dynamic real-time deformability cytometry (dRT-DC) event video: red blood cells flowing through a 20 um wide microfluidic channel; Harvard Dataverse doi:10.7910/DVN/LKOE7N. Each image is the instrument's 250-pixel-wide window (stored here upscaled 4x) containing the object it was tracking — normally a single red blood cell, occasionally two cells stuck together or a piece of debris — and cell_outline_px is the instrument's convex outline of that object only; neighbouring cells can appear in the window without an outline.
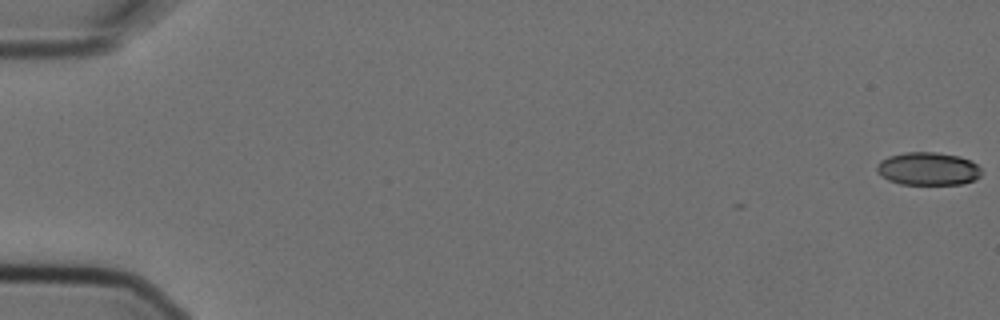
{"species": "Egyptian fruit bat (a non-hibernating species)", "species_latin": "Rousettus aegyptiacus", "temperature_condition": "cold", "stored_images_in_passage": 5, "camera_frame_rate_fps": 3000, "um_per_image_px": 0.085, "animal": {"sex": "female"}, "frame": {"image": 1, "passage_image": 1, "time_ms": 0.0, "image_size_px": [1000, 320], "cell_outline_px": [[980, 176], [976, 180], [964, 184], [900, 184], [888, 180], [876, 172], [876, 164], [880, 160], [888, 156], [904, 152], [936, 152], [960, 156], [976, 164], [980, 168]], "centroid_in_image_um": [78.85, 14.34], "position_along_channel_um": 6.1, "area_um2": 20.29}}
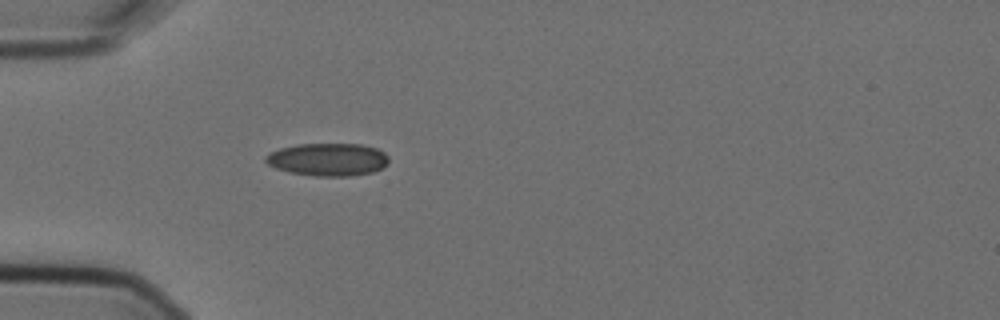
{"frame": {"image": 2, "passage_image": 5, "time_ms": 1.333, "image_size_px": [1000, 320], "cell_outline_px": [[388, 164], [384, 168], [372, 172], [348, 176], [316, 176], [288, 172], [276, 168], [268, 164], [264, 160], [264, 156], [280, 148], [296, 144], [360, 144], [376, 148], [384, 152], [388, 156]], "centroid_in_image_um": [27.88, 13.56], "position_along_channel_um": 57.1, "area_um2": 23.58}}